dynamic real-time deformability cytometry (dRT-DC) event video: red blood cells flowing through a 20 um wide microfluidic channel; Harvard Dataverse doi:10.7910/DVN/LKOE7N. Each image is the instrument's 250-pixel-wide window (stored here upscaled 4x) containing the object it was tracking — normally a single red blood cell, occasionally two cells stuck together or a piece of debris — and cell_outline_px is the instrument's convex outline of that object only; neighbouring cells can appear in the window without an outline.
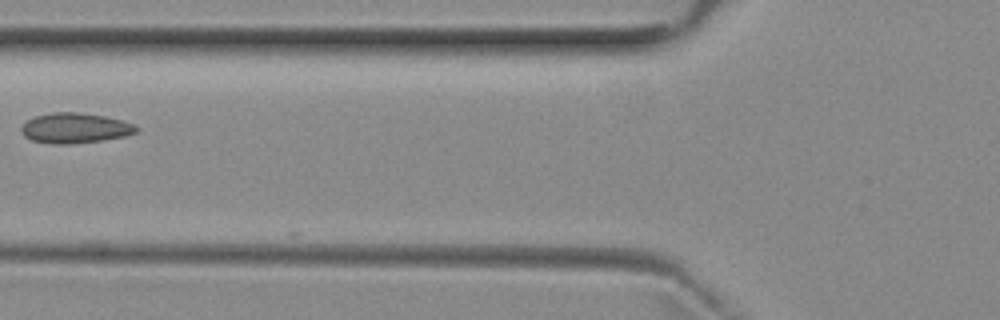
{"species": "common noctule bat (a hibernating species)", "species_latin": "Nyctalus noctula", "temperature_condition": "room temperature", "stored_images_in_passage": 7, "camera_frame_rate_fps": 3000, "um_per_image_px": 0.085, "animal": {"sex": "female", "body_mass_g": 29.2, "forearm_length_mm": 56.3}, "frame": {"image": 1, "passage_image": 7, "time_ms": 7.333, "image_size_px": [1000, 320], "cell_outline_px": [[140, 128], [136, 132], [124, 136], [100, 140], [68, 144], [52, 144], [32, 140], [24, 136], [20, 128], [28, 120], [36, 116], [52, 112], [80, 112], [104, 116], [120, 120], [132, 124]], "centroid_in_image_um": [6.35, 10.88], "position_along_channel_um": 119.4, "area_um2": 20.0}}